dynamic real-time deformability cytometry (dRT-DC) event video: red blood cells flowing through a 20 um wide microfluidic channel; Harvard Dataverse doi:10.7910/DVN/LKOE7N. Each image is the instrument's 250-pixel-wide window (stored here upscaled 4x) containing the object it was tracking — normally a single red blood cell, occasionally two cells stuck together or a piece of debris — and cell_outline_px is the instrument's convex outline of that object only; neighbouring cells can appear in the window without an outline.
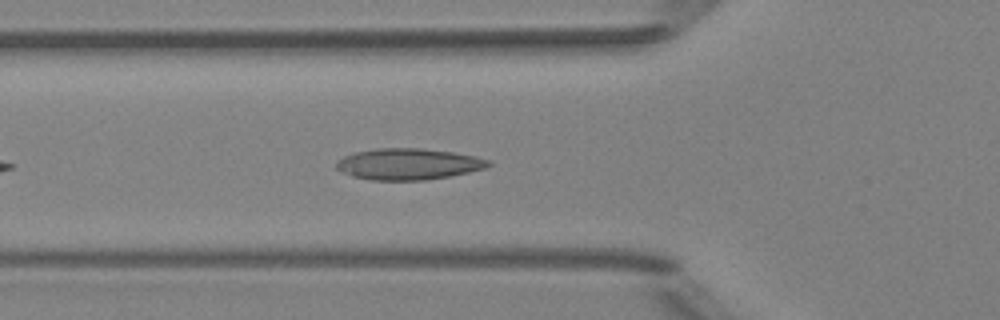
{"species": "Egyptian fruit bat (a non-hibernating species)", "species_latin": "Rousettus aegyptiacus", "temperature_condition": "room temperature", "stored_images_in_passage": 10, "camera_frame_rate_fps": 3000, "um_per_image_px": 0.085, "animal": {"sex": "female"}, "frame": {"image": 1, "passage_image": 7, "time_ms": 2.0, "image_size_px": [1000, 320], "cell_outline_px": [[492, 164], [484, 168], [468, 172], [448, 176], [424, 180], [372, 180], [352, 176], [340, 172], [336, 168], [336, 160], [352, 152], [376, 148], [420, 148], [452, 152], [476, 156], [492, 160]], "centroid_in_image_um": [34.67, 13.94], "position_along_channel_um": 91.1, "area_um2": 27.86}}